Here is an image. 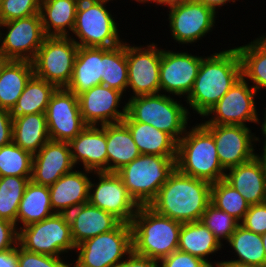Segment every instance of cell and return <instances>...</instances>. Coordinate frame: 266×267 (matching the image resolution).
Listing matches in <instances>:
<instances>
[{
    "mask_svg": "<svg viewBox=\"0 0 266 267\" xmlns=\"http://www.w3.org/2000/svg\"><path fill=\"white\" fill-rule=\"evenodd\" d=\"M34 75L33 63L10 60L0 76V108L11 111L21 96L27 82Z\"/></svg>",
    "mask_w": 266,
    "mask_h": 267,
    "instance_id": "obj_30",
    "label": "cell"
},
{
    "mask_svg": "<svg viewBox=\"0 0 266 267\" xmlns=\"http://www.w3.org/2000/svg\"><path fill=\"white\" fill-rule=\"evenodd\" d=\"M103 77V47H79L73 74L66 89L77 96L101 84Z\"/></svg>",
    "mask_w": 266,
    "mask_h": 267,
    "instance_id": "obj_25",
    "label": "cell"
},
{
    "mask_svg": "<svg viewBox=\"0 0 266 267\" xmlns=\"http://www.w3.org/2000/svg\"><path fill=\"white\" fill-rule=\"evenodd\" d=\"M53 214L49 186L38 185L30 180L19 204L16 226L21 221L22 227H25Z\"/></svg>",
    "mask_w": 266,
    "mask_h": 267,
    "instance_id": "obj_32",
    "label": "cell"
},
{
    "mask_svg": "<svg viewBox=\"0 0 266 267\" xmlns=\"http://www.w3.org/2000/svg\"><path fill=\"white\" fill-rule=\"evenodd\" d=\"M123 93L106 85H96L78 95L79 108L86 125L102 126L122 122L126 105L118 110ZM101 122V123H100Z\"/></svg>",
    "mask_w": 266,
    "mask_h": 267,
    "instance_id": "obj_19",
    "label": "cell"
},
{
    "mask_svg": "<svg viewBox=\"0 0 266 267\" xmlns=\"http://www.w3.org/2000/svg\"><path fill=\"white\" fill-rule=\"evenodd\" d=\"M75 249L79 254L72 267H115L132 252L131 225L120 223L112 231L87 239Z\"/></svg>",
    "mask_w": 266,
    "mask_h": 267,
    "instance_id": "obj_10",
    "label": "cell"
},
{
    "mask_svg": "<svg viewBox=\"0 0 266 267\" xmlns=\"http://www.w3.org/2000/svg\"><path fill=\"white\" fill-rule=\"evenodd\" d=\"M17 229L18 245L29 252L60 257V254L76 248L67 214L55 213Z\"/></svg>",
    "mask_w": 266,
    "mask_h": 267,
    "instance_id": "obj_8",
    "label": "cell"
},
{
    "mask_svg": "<svg viewBox=\"0 0 266 267\" xmlns=\"http://www.w3.org/2000/svg\"><path fill=\"white\" fill-rule=\"evenodd\" d=\"M227 242L238 256L237 260L232 261L266 266V254L260 234L254 233L239 224Z\"/></svg>",
    "mask_w": 266,
    "mask_h": 267,
    "instance_id": "obj_35",
    "label": "cell"
},
{
    "mask_svg": "<svg viewBox=\"0 0 266 267\" xmlns=\"http://www.w3.org/2000/svg\"><path fill=\"white\" fill-rule=\"evenodd\" d=\"M129 129L140 154L176 156L177 141L168 133L140 122H123Z\"/></svg>",
    "mask_w": 266,
    "mask_h": 267,
    "instance_id": "obj_29",
    "label": "cell"
},
{
    "mask_svg": "<svg viewBox=\"0 0 266 267\" xmlns=\"http://www.w3.org/2000/svg\"><path fill=\"white\" fill-rule=\"evenodd\" d=\"M224 180L250 204L266 202V165L258 154L250 161L228 169Z\"/></svg>",
    "mask_w": 266,
    "mask_h": 267,
    "instance_id": "obj_22",
    "label": "cell"
},
{
    "mask_svg": "<svg viewBox=\"0 0 266 267\" xmlns=\"http://www.w3.org/2000/svg\"><path fill=\"white\" fill-rule=\"evenodd\" d=\"M79 46L72 36H46L32 61L34 75L57 88L70 83Z\"/></svg>",
    "mask_w": 266,
    "mask_h": 267,
    "instance_id": "obj_9",
    "label": "cell"
},
{
    "mask_svg": "<svg viewBox=\"0 0 266 267\" xmlns=\"http://www.w3.org/2000/svg\"><path fill=\"white\" fill-rule=\"evenodd\" d=\"M94 174L98 175L99 182L90 181L88 202L112 214L121 223L130 224L139 206L128 194L121 177L116 172Z\"/></svg>",
    "mask_w": 266,
    "mask_h": 267,
    "instance_id": "obj_13",
    "label": "cell"
},
{
    "mask_svg": "<svg viewBox=\"0 0 266 267\" xmlns=\"http://www.w3.org/2000/svg\"><path fill=\"white\" fill-rule=\"evenodd\" d=\"M188 0H156L155 3L157 4H165L166 6H169V8L173 7V6H177L180 5L182 3H185Z\"/></svg>",
    "mask_w": 266,
    "mask_h": 267,
    "instance_id": "obj_51",
    "label": "cell"
},
{
    "mask_svg": "<svg viewBox=\"0 0 266 267\" xmlns=\"http://www.w3.org/2000/svg\"><path fill=\"white\" fill-rule=\"evenodd\" d=\"M241 77L242 66L237 48L203 57L186 101L204 117Z\"/></svg>",
    "mask_w": 266,
    "mask_h": 267,
    "instance_id": "obj_2",
    "label": "cell"
},
{
    "mask_svg": "<svg viewBox=\"0 0 266 267\" xmlns=\"http://www.w3.org/2000/svg\"><path fill=\"white\" fill-rule=\"evenodd\" d=\"M211 185L175 169L148 206L181 223L200 221L210 204Z\"/></svg>",
    "mask_w": 266,
    "mask_h": 267,
    "instance_id": "obj_1",
    "label": "cell"
},
{
    "mask_svg": "<svg viewBox=\"0 0 266 267\" xmlns=\"http://www.w3.org/2000/svg\"><path fill=\"white\" fill-rule=\"evenodd\" d=\"M216 12L195 0H188L169 11V26L175 42L194 43L213 29Z\"/></svg>",
    "mask_w": 266,
    "mask_h": 267,
    "instance_id": "obj_17",
    "label": "cell"
},
{
    "mask_svg": "<svg viewBox=\"0 0 266 267\" xmlns=\"http://www.w3.org/2000/svg\"><path fill=\"white\" fill-rule=\"evenodd\" d=\"M13 117L9 110L0 108V147L12 142Z\"/></svg>",
    "mask_w": 266,
    "mask_h": 267,
    "instance_id": "obj_46",
    "label": "cell"
},
{
    "mask_svg": "<svg viewBox=\"0 0 266 267\" xmlns=\"http://www.w3.org/2000/svg\"><path fill=\"white\" fill-rule=\"evenodd\" d=\"M210 203L228 213L239 223L250 207L245 198L224 179L211 185Z\"/></svg>",
    "mask_w": 266,
    "mask_h": 267,
    "instance_id": "obj_37",
    "label": "cell"
},
{
    "mask_svg": "<svg viewBox=\"0 0 266 267\" xmlns=\"http://www.w3.org/2000/svg\"><path fill=\"white\" fill-rule=\"evenodd\" d=\"M158 264V261L138 255L132 251L125 260L118 263L115 267H158Z\"/></svg>",
    "mask_w": 266,
    "mask_h": 267,
    "instance_id": "obj_47",
    "label": "cell"
},
{
    "mask_svg": "<svg viewBox=\"0 0 266 267\" xmlns=\"http://www.w3.org/2000/svg\"><path fill=\"white\" fill-rule=\"evenodd\" d=\"M17 245L18 229L16 225L11 221L0 219V252L16 248Z\"/></svg>",
    "mask_w": 266,
    "mask_h": 267,
    "instance_id": "obj_45",
    "label": "cell"
},
{
    "mask_svg": "<svg viewBox=\"0 0 266 267\" xmlns=\"http://www.w3.org/2000/svg\"><path fill=\"white\" fill-rule=\"evenodd\" d=\"M17 257L19 267H71L60 257L29 252L17 245Z\"/></svg>",
    "mask_w": 266,
    "mask_h": 267,
    "instance_id": "obj_42",
    "label": "cell"
},
{
    "mask_svg": "<svg viewBox=\"0 0 266 267\" xmlns=\"http://www.w3.org/2000/svg\"><path fill=\"white\" fill-rule=\"evenodd\" d=\"M101 84L120 92L126 91L128 85V65L126 59V42L113 48L103 47V77Z\"/></svg>",
    "mask_w": 266,
    "mask_h": 267,
    "instance_id": "obj_36",
    "label": "cell"
},
{
    "mask_svg": "<svg viewBox=\"0 0 266 267\" xmlns=\"http://www.w3.org/2000/svg\"><path fill=\"white\" fill-rule=\"evenodd\" d=\"M10 61L9 58L5 57L2 53H0V76L1 73L4 69V67L6 66V64Z\"/></svg>",
    "mask_w": 266,
    "mask_h": 267,
    "instance_id": "obj_52",
    "label": "cell"
},
{
    "mask_svg": "<svg viewBox=\"0 0 266 267\" xmlns=\"http://www.w3.org/2000/svg\"><path fill=\"white\" fill-rule=\"evenodd\" d=\"M202 125L213 135L219 161L226 172L232 167L250 161L257 155L252 142L259 141V138L254 136L247 126Z\"/></svg>",
    "mask_w": 266,
    "mask_h": 267,
    "instance_id": "obj_16",
    "label": "cell"
},
{
    "mask_svg": "<svg viewBox=\"0 0 266 267\" xmlns=\"http://www.w3.org/2000/svg\"><path fill=\"white\" fill-rule=\"evenodd\" d=\"M240 225L263 235L266 232V202L250 205Z\"/></svg>",
    "mask_w": 266,
    "mask_h": 267,
    "instance_id": "obj_43",
    "label": "cell"
},
{
    "mask_svg": "<svg viewBox=\"0 0 266 267\" xmlns=\"http://www.w3.org/2000/svg\"><path fill=\"white\" fill-rule=\"evenodd\" d=\"M122 122L147 123L170 134L177 142L187 129L189 111L170 95L154 94L129 98Z\"/></svg>",
    "mask_w": 266,
    "mask_h": 267,
    "instance_id": "obj_5",
    "label": "cell"
},
{
    "mask_svg": "<svg viewBox=\"0 0 266 267\" xmlns=\"http://www.w3.org/2000/svg\"><path fill=\"white\" fill-rule=\"evenodd\" d=\"M12 117V141L23 150L34 155L50 140L46 113Z\"/></svg>",
    "mask_w": 266,
    "mask_h": 267,
    "instance_id": "obj_28",
    "label": "cell"
},
{
    "mask_svg": "<svg viewBox=\"0 0 266 267\" xmlns=\"http://www.w3.org/2000/svg\"><path fill=\"white\" fill-rule=\"evenodd\" d=\"M176 169V156L140 154L116 173L138 206H148Z\"/></svg>",
    "mask_w": 266,
    "mask_h": 267,
    "instance_id": "obj_6",
    "label": "cell"
},
{
    "mask_svg": "<svg viewBox=\"0 0 266 267\" xmlns=\"http://www.w3.org/2000/svg\"><path fill=\"white\" fill-rule=\"evenodd\" d=\"M81 0H41L40 16L46 36H69L75 25L77 8Z\"/></svg>",
    "mask_w": 266,
    "mask_h": 267,
    "instance_id": "obj_27",
    "label": "cell"
},
{
    "mask_svg": "<svg viewBox=\"0 0 266 267\" xmlns=\"http://www.w3.org/2000/svg\"><path fill=\"white\" fill-rule=\"evenodd\" d=\"M57 87L33 75L27 82L16 105L10 111L12 116L46 113L50 98Z\"/></svg>",
    "mask_w": 266,
    "mask_h": 267,
    "instance_id": "obj_34",
    "label": "cell"
},
{
    "mask_svg": "<svg viewBox=\"0 0 266 267\" xmlns=\"http://www.w3.org/2000/svg\"><path fill=\"white\" fill-rule=\"evenodd\" d=\"M200 221L215 235L220 243H222V239L227 242L240 224L235 218L217 209L211 203L207 206Z\"/></svg>",
    "mask_w": 266,
    "mask_h": 267,
    "instance_id": "obj_40",
    "label": "cell"
},
{
    "mask_svg": "<svg viewBox=\"0 0 266 267\" xmlns=\"http://www.w3.org/2000/svg\"><path fill=\"white\" fill-rule=\"evenodd\" d=\"M0 267H19L17 257V246L0 252Z\"/></svg>",
    "mask_w": 266,
    "mask_h": 267,
    "instance_id": "obj_48",
    "label": "cell"
},
{
    "mask_svg": "<svg viewBox=\"0 0 266 267\" xmlns=\"http://www.w3.org/2000/svg\"><path fill=\"white\" fill-rule=\"evenodd\" d=\"M216 264V265H215ZM214 266L216 267H266V266H257V265H250L245 263H240L236 261H221V262H215Z\"/></svg>",
    "mask_w": 266,
    "mask_h": 267,
    "instance_id": "obj_49",
    "label": "cell"
},
{
    "mask_svg": "<svg viewBox=\"0 0 266 267\" xmlns=\"http://www.w3.org/2000/svg\"><path fill=\"white\" fill-rule=\"evenodd\" d=\"M70 171L49 186L51 207L54 213L68 214L82 204L88 203L90 178L93 171Z\"/></svg>",
    "mask_w": 266,
    "mask_h": 267,
    "instance_id": "obj_23",
    "label": "cell"
},
{
    "mask_svg": "<svg viewBox=\"0 0 266 267\" xmlns=\"http://www.w3.org/2000/svg\"><path fill=\"white\" fill-rule=\"evenodd\" d=\"M33 155L13 141L0 147V177H31Z\"/></svg>",
    "mask_w": 266,
    "mask_h": 267,
    "instance_id": "obj_39",
    "label": "cell"
},
{
    "mask_svg": "<svg viewBox=\"0 0 266 267\" xmlns=\"http://www.w3.org/2000/svg\"><path fill=\"white\" fill-rule=\"evenodd\" d=\"M162 50L152 43L145 48L126 43L128 85L133 90L131 98L160 93V63Z\"/></svg>",
    "mask_w": 266,
    "mask_h": 267,
    "instance_id": "obj_15",
    "label": "cell"
},
{
    "mask_svg": "<svg viewBox=\"0 0 266 267\" xmlns=\"http://www.w3.org/2000/svg\"><path fill=\"white\" fill-rule=\"evenodd\" d=\"M197 2H200L210 8H212L215 12L216 9H218L217 7L223 6L226 3H230V1H232L233 3L235 2V0H195Z\"/></svg>",
    "mask_w": 266,
    "mask_h": 267,
    "instance_id": "obj_50",
    "label": "cell"
},
{
    "mask_svg": "<svg viewBox=\"0 0 266 267\" xmlns=\"http://www.w3.org/2000/svg\"><path fill=\"white\" fill-rule=\"evenodd\" d=\"M264 122H262V125H261V130H262V135L264 136V146H266V109H265V114H264Z\"/></svg>",
    "mask_w": 266,
    "mask_h": 267,
    "instance_id": "obj_53",
    "label": "cell"
},
{
    "mask_svg": "<svg viewBox=\"0 0 266 267\" xmlns=\"http://www.w3.org/2000/svg\"><path fill=\"white\" fill-rule=\"evenodd\" d=\"M2 26L8 31L5 37L0 32V53L10 60L32 62L46 37L40 14L0 23Z\"/></svg>",
    "mask_w": 266,
    "mask_h": 267,
    "instance_id": "obj_12",
    "label": "cell"
},
{
    "mask_svg": "<svg viewBox=\"0 0 266 267\" xmlns=\"http://www.w3.org/2000/svg\"><path fill=\"white\" fill-rule=\"evenodd\" d=\"M31 177H0V219L16 225L20 201Z\"/></svg>",
    "mask_w": 266,
    "mask_h": 267,
    "instance_id": "obj_38",
    "label": "cell"
},
{
    "mask_svg": "<svg viewBox=\"0 0 266 267\" xmlns=\"http://www.w3.org/2000/svg\"><path fill=\"white\" fill-rule=\"evenodd\" d=\"M203 57L186 52L162 50L160 63V91L172 95H189L198 75Z\"/></svg>",
    "mask_w": 266,
    "mask_h": 267,
    "instance_id": "obj_18",
    "label": "cell"
},
{
    "mask_svg": "<svg viewBox=\"0 0 266 267\" xmlns=\"http://www.w3.org/2000/svg\"><path fill=\"white\" fill-rule=\"evenodd\" d=\"M130 225L134 253L159 262L178 250L181 222L139 206Z\"/></svg>",
    "mask_w": 266,
    "mask_h": 267,
    "instance_id": "obj_3",
    "label": "cell"
},
{
    "mask_svg": "<svg viewBox=\"0 0 266 267\" xmlns=\"http://www.w3.org/2000/svg\"><path fill=\"white\" fill-rule=\"evenodd\" d=\"M67 216L75 246L99 234L112 231L121 223L112 214L89 202L71 210Z\"/></svg>",
    "mask_w": 266,
    "mask_h": 267,
    "instance_id": "obj_24",
    "label": "cell"
},
{
    "mask_svg": "<svg viewBox=\"0 0 266 267\" xmlns=\"http://www.w3.org/2000/svg\"><path fill=\"white\" fill-rule=\"evenodd\" d=\"M176 169L182 174L211 184L225 178L213 135L200 123L192 127L177 143Z\"/></svg>",
    "mask_w": 266,
    "mask_h": 267,
    "instance_id": "obj_4",
    "label": "cell"
},
{
    "mask_svg": "<svg viewBox=\"0 0 266 267\" xmlns=\"http://www.w3.org/2000/svg\"><path fill=\"white\" fill-rule=\"evenodd\" d=\"M136 1H138V2H140V3H147V2H155L156 0H136Z\"/></svg>",
    "mask_w": 266,
    "mask_h": 267,
    "instance_id": "obj_56",
    "label": "cell"
},
{
    "mask_svg": "<svg viewBox=\"0 0 266 267\" xmlns=\"http://www.w3.org/2000/svg\"><path fill=\"white\" fill-rule=\"evenodd\" d=\"M257 91L249 86L241 77L228 92L204 115H212L211 119L202 124L214 125H242L246 122L259 123V118L254 102Z\"/></svg>",
    "mask_w": 266,
    "mask_h": 267,
    "instance_id": "obj_11",
    "label": "cell"
},
{
    "mask_svg": "<svg viewBox=\"0 0 266 267\" xmlns=\"http://www.w3.org/2000/svg\"><path fill=\"white\" fill-rule=\"evenodd\" d=\"M41 0H1L0 23L40 14Z\"/></svg>",
    "mask_w": 266,
    "mask_h": 267,
    "instance_id": "obj_41",
    "label": "cell"
},
{
    "mask_svg": "<svg viewBox=\"0 0 266 267\" xmlns=\"http://www.w3.org/2000/svg\"><path fill=\"white\" fill-rule=\"evenodd\" d=\"M261 236H262V243H263V246H264V251H265V254H266V232Z\"/></svg>",
    "mask_w": 266,
    "mask_h": 267,
    "instance_id": "obj_54",
    "label": "cell"
},
{
    "mask_svg": "<svg viewBox=\"0 0 266 267\" xmlns=\"http://www.w3.org/2000/svg\"><path fill=\"white\" fill-rule=\"evenodd\" d=\"M74 167L69 142L49 140L33 155L30 180L38 185L51 186Z\"/></svg>",
    "mask_w": 266,
    "mask_h": 267,
    "instance_id": "obj_20",
    "label": "cell"
},
{
    "mask_svg": "<svg viewBox=\"0 0 266 267\" xmlns=\"http://www.w3.org/2000/svg\"><path fill=\"white\" fill-rule=\"evenodd\" d=\"M108 1L81 0L76 13L72 38L79 47L113 48L123 41L119 37L117 23L106 8Z\"/></svg>",
    "mask_w": 266,
    "mask_h": 267,
    "instance_id": "obj_7",
    "label": "cell"
},
{
    "mask_svg": "<svg viewBox=\"0 0 266 267\" xmlns=\"http://www.w3.org/2000/svg\"><path fill=\"white\" fill-rule=\"evenodd\" d=\"M69 145L74 165L81 161L85 170L107 172L106 125H87Z\"/></svg>",
    "mask_w": 266,
    "mask_h": 267,
    "instance_id": "obj_21",
    "label": "cell"
},
{
    "mask_svg": "<svg viewBox=\"0 0 266 267\" xmlns=\"http://www.w3.org/2000/svg\"><path fill=\"white\" fill-rule=\"evenodd\" d=\"M158 267H210V265L201 258L192 256L189 253L176 250L169 256L159 261Z\"/></svg>",
    "mask_w": 266,
    "mask_h": 267,
    "instance_id": "obj_44",
    "label": "cell"
},
{
    "mask_svg": "<svg viewBox=\"0 0 266 267\" xmlns=\"http://www.w3.org/2000/svg\"><path fill=\"white\" fill-rule=\"evenodd\" d=\"M221 244L201 221L182 223L179 233V251L201 258L213 266V263L209 262L206 256L208 257V255L220 250Z\"/></svg>",
    "mask_w": 266,
    "mask_h": 267,
    "instance_id": "obj_31",
    "label": "cell"
},
{
    "mask_svg": "<svg viewBox=\"0 0 266 267\" xmlns=\"http://www.w3.org/2000/svg\"><path fill=\"white\" fill-rule=\"evenodd\" d=\"M106 142L107 172H117L140 155L128 127L123 122L106 125Z\"/></svg>",
    "mask_w": 266,
    "mask_h": 267,
    "instance_id": "obj_26",
    "label": "cell"
},
{
    "mask_svg": "<svg viewBox=\"0 0 266 267\" xmlns=\"http://www.w3.org/2000/svg\"><path fill=\"white\" fill-rule=\"evenodd\" d=\"M50 140L70 142L87 126L81 116L78 96L66 88H57L46 110Z\"/></svg>",
    "mask_w": 266,
    "mask_h": 267,
    "instance_id": "obj_14",
    "label": "cell"
},
{
    "mask_svg": "<svg viewBox=\"0 0 266 267\" xmlns=\"http://www.w3.org/2000/svg\"><path fill=\"white\" fill-rule=\"evenodd\" d=\"M263 153L261 154V157L263 158L265 165H266V146H263Z\"/></svg>",
    "mask_w": 266,
    "mask_h": 267,
    "instance_id": "obj_55",
    "label": "cell"
},
{
    "mask_svg": "<svg viewBox=\"0 0 266 267\" xmlns=\"http://www.w3.org/2000/svg\"><path fill=\"white\" fill-rule=\"evenodd\" d=\"M236 48L241 60L242 77L252 80L256 91L266 89V35Z\"/></svg>",
    "mask_w": 266,
    "mask_h": 267,
    "instance_id": "obj_33",
    "label": "cell"
}]
</instances>
